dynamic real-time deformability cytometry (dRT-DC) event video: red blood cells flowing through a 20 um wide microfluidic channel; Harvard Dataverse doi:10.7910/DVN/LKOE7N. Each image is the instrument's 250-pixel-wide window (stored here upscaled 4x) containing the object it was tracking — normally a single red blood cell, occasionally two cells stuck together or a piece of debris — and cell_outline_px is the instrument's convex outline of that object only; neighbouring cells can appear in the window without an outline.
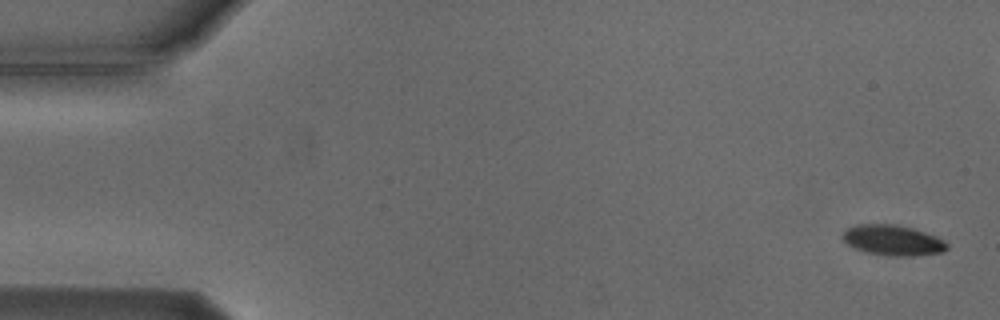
{"species": "Egyptian fruit bat (a non-hibernating species)", "species_latin": "Rousettus aegyptiacus", "temperature_condition": "cold", "stored_images_in_passage": 2, "camera_frame_rate_fps": 3000, "um_per_image_px": 0.085, "animal": {"sex": "male"}, "frame": {"image": 1, "passage_image": 2, "time_ms": 1.333, "image_size_px": [1000, 320], "cell_outline_px": [[948, 248], [944, 252], [912, 256], [888, 256], [868, 252], [856, 248], [848, 244], [844, 240], [844, 232], [848, 228], [860, 224], [896, 224], [912, 228], [936, 236], [948, 244]], "centroid_in_image_um": [75.94, 20.42], "position_along_channel_um": 9.1, "area_um2": 18.26}}